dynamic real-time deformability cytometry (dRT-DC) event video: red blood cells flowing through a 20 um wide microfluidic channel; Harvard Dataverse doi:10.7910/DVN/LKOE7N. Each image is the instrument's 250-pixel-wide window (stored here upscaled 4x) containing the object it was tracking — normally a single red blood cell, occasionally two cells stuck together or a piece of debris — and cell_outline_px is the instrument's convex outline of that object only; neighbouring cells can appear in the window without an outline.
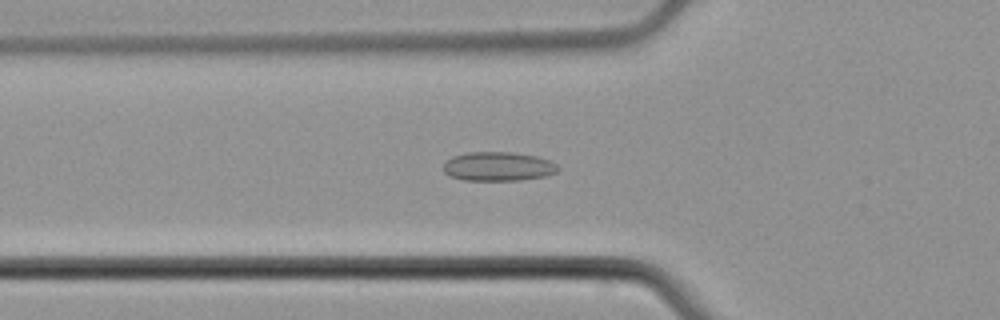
{"species": "common noctule bat (a hibernating species)", "species_latin": "Nyctalus noctula", "temperature_condition": "cold", "stored_images_in_passage": 54, "camera_frame_rate_fps": 3000, "um_per_image_px": 0.085, "animal": {"sex": "male", "body_mass_g": 21.5, "forearm_length_mm": 52.0}, "frame": {"image": 1, "passage_image": 19, "time_ms": 6.0, "image_size_px": [1000, 320], "cell_outline_px": [[560, 168], [556, 172], [544, 176], [520, 180], [464, 180], [452, 176], [444, 172], [444, 164], [452, 156], [468, 152], [512, 152], [536, 156], [552, 160]], "centroid_in_image_um": [42.37, 14.14], "position_along_channel_um": 83.4, "area_um2": 19.36}}
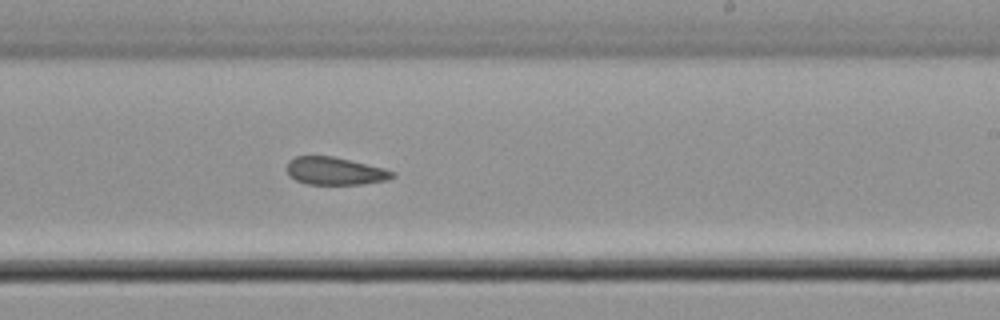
{"frame": {"image": 2, "passage_image": 33, "time_ms": 10.667, "image_size_px": [1000, 320], "cell_outline_px": [[396, 176], [388, 180], [360, 184], [308, 184], [296, 180], [288, 176], [288, 160], [296, 156], [332, 156], [384, 168], [396, 172]], "centroid_in_image_um": [28.49, 14.54], "position_along_channel_um": 260.5, "area_um2": 16.99}}
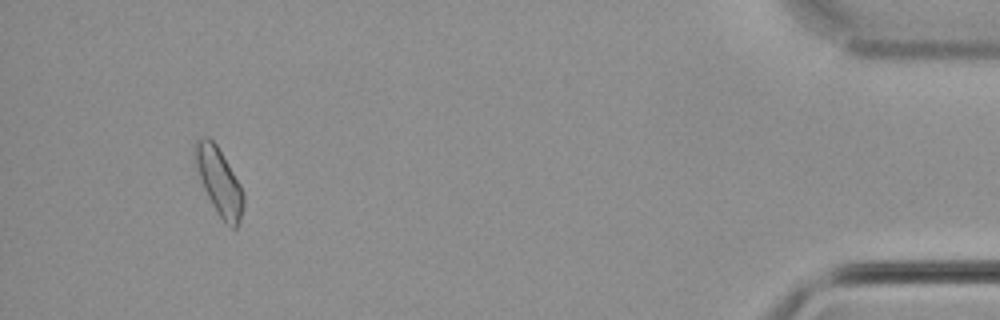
{"frame": {"image": 3, "passage_image": 51, "time_ms": 16.667, "image_size_px": [1000, 320], "cell_outline_px": [[244, 208], [240, 220], [236, 228], [232, 228], [220, 216], [212, 204], [200, 180], [192, 152], [196, 140], [204, 136], [208, 136], [216, 144], [240, 184], [244, 196]], "centroid_in_image_um": [18.61, 15.39], "position_along_channel_um": 416.6, "area_um2": 18.73}}